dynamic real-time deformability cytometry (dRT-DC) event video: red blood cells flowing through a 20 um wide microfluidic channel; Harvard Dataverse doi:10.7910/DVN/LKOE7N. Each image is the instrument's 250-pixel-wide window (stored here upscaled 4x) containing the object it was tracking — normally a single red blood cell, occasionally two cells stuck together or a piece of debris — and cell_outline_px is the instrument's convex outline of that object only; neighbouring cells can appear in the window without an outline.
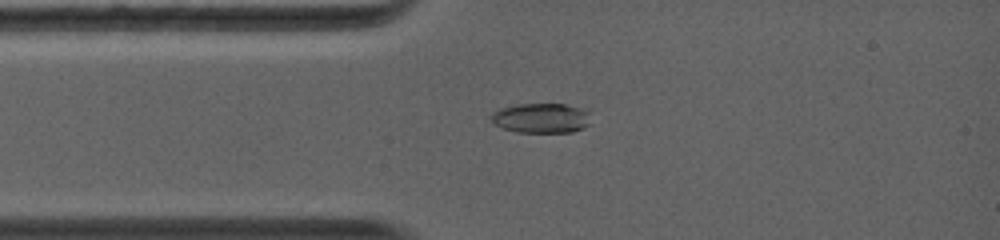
{"species": "common noctule bat (a hibernating species)", "species_latin": "Nyctalus noctula", "temperature_condition": "warm", "stored_images_in_passage": 6, "camera_frame_rate_fps": 5000, "um_per_image_px": 0.085, "animal": {"sex": "female", "body_mass_g": 19.0, "forearm_length_mm": 56.7}, "frame": {"image": 1, "passage_image": 3, "time_ms": 2.0, "image_size_px": [1000, 240], "cell_outline_px": [[588, 124], [584, 128], [572, 132], [516, 132], [492, 124], [492, 112], [500, 108], [516, 104], [568, 104], [580, 108], [588, 112]], "centroid_in_image_um": [45.97, 10.03], "position_along_channel_um": 39.0, "area_um2": 17.28}}
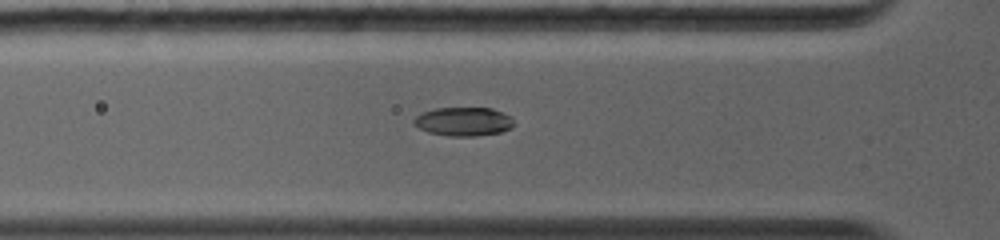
{"frame": {"image": 2, "passage_image": 6, "time_ms": 3.2, "image_size_px": [1000, 240], "cell_outline_px": [[512, 124], [508, 128], [500, 132], [476, 136], [448, 136], [428, 132], [412, 124], [412, 120], [420, 112], [436, 108], [492, 108], [504, 112], [512, 116]], "centroid_in_image_um": [39.35, 10.32], "position_along_channel_um": 86.4, "area_um2": 16.82}}